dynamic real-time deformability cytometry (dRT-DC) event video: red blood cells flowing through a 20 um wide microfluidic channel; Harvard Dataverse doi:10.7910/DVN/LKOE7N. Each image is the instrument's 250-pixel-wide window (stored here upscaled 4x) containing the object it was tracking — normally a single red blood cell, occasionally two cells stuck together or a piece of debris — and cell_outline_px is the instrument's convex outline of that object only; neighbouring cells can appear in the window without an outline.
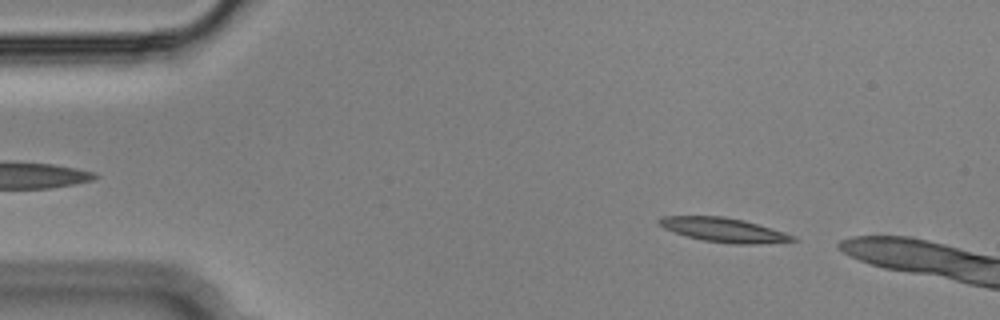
{"species": "Egyptian fruit bat (a non-hibernating species)", "species_latin": "Rousettus aegyptiacus", "temperature_condition": "cold", "stored_images_in_passage": 12, "camera_frame_rate_fps": 3000, "um_per_image_px": 0.085, "animal": {"sex": "male"}, "frame": {"image": 1, "passage_image": 4, "time_ms": 1.0, "image_size_px": [1000, 320], "cell_outline_px": [[800, 240], [752, 244], [732, 244], [704, 240], [688, 236], [664, 228], [656, 224], [656, 220], [660, 216], [724, 216], [744, 220], [784, 232], [796, 236]], "centroid_in_image_um": [61.5, 19.53], "position_along_channel_um": 23.5, "area_um2": 18.79}}